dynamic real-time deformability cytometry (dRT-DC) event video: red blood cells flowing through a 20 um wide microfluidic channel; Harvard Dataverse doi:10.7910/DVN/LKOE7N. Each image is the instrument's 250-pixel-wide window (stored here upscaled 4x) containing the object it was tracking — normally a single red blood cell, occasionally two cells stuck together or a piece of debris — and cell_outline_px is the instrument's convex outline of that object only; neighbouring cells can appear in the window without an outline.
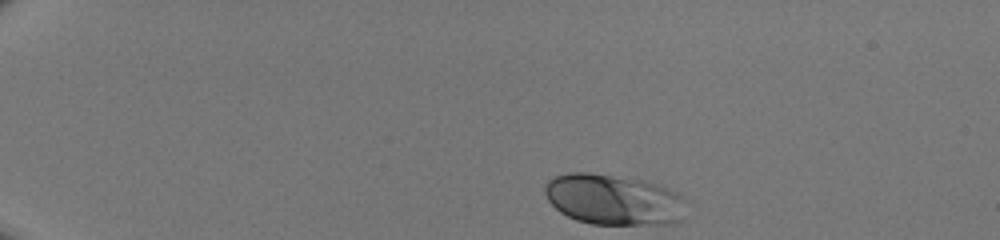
{"species": "human", "species_latin": "Homo sapiens", "temperature_condition": "room temperature", "stored_images_in_passage": 37, "camera_frame_rate_fps": 3000, "um_per_image_px": 0.085, "donor": {"sex": "male"}, "frame": {"image": 1, "passage_image": 1, "time_ms": 0.0, "image_size_px": [1000, 240], "cell_outline_px": [[688, 200], [680, 220], [672, 224], [592, 224], [576, 220], [560, 212], [548, 200], [544, 192], [544, 188], [548, 180], [552, 176], [568, 172], [588, 172], [640, 180], [656, 184], [676, 192]], "centroid_in_image_um": [52.14, 16.97], "position_along_channel_um": 32.9, "area_um2": 41.85}}
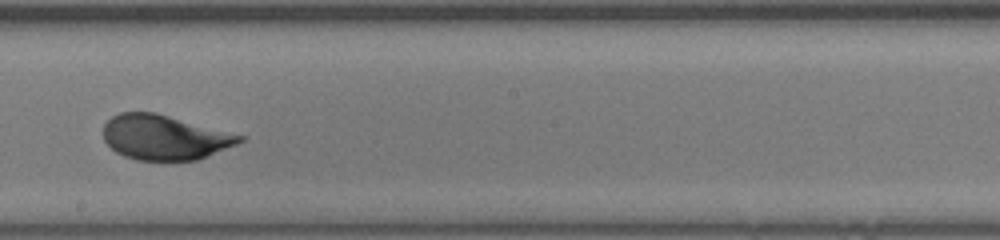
{"frame": {"image": 2, "passage_image": 22, "time_ms": 7.0, "image_size_px": [1000, 240], "cell_outline_px": [[244, 140], [236, 144], [196, 160], [136, 160], [124, 156], [116, 152], [104, 140], [104, 124], [112, 116], [120, 112], [156, 112], [244, 136]], "centroid_in_image_um": [13.95, 11.67], "position_along_channel_um": 234.2, "area_um2": 35.26}}
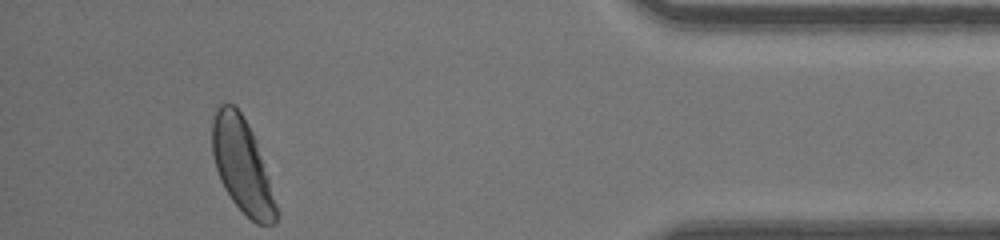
{"frame": {"image": 3, "passage_image": 37, "time_ms": 12.0, "image_size_px": [1000, 240], "cell_outline_px": [[276, 220], [272, 224], [256, 224], [232, 200], [224, 188], [220, 180], [216, 168], [212, 152], [212, 120], [216, 108], [220, 104], [232, 104], [240, 112], [248, 124], [256, 140], [268, 176], [276, 204]], "centroid_in_image_um": [20.55, 14.05], "position_along_channel_um": 414.6, "area_um2": 34.51}}